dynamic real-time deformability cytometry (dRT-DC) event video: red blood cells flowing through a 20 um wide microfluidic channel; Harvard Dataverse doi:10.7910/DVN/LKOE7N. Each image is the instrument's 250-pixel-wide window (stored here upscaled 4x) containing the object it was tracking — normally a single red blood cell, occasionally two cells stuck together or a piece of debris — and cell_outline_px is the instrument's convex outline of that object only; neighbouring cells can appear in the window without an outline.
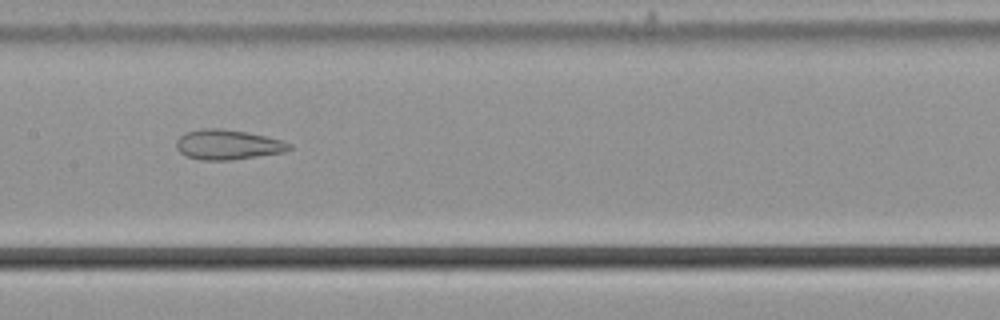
{"species": "common noctule bat (a hibernating species)", "species_latin": "Nyctalus noctula", "temperature_condition": "cold", "stored_images_in_passage": 51, "camera_frame_rate_fps": 3000, "um_per_image_px": 0.085, "animal": {"sex": "male", "body_mass_g": 21.5, "forearm_length_mm": 52.0}, "frame": {"image": 1, "passage_image": 28, "time_ms": 9.0, "image_size_px": [1000, 320], "cell_outline_px": [[292, 148], [284, 152], [232, 160], [200, 160], [184, 156], [176, 148], [176, 140], [184, 132], [200, 128], [220, 128], [244, 132], [264, 136], [280, 140], [292, 144]], "centroid_in_image_um": [19.3, 12.3], "position_along_channel_um": 188.1, "area_um2": 19.77}}
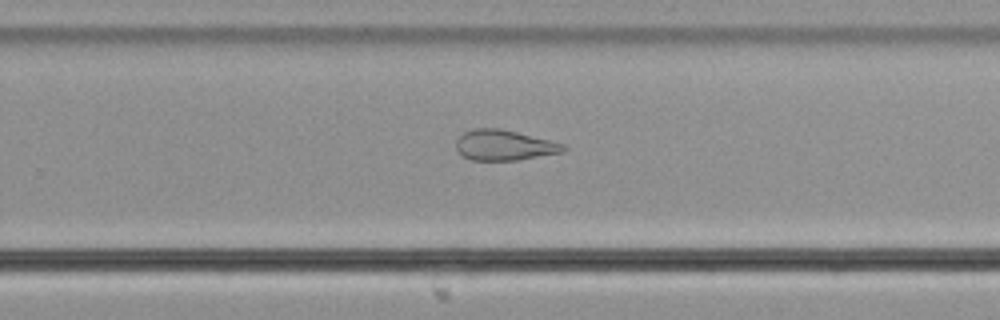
{"frame": {"image": 2, "passage_image": 36, "time_ms": 11.667, "image_size_px": [1000, 320], "cell_outline_px": [[568, 148], [564, 152], [520, 160], [472, 160], [464, 156], [456, 148], [456, 140], [464, 132], [472, 128], [500, 128], [564, 144]], "centroid_in_image_um": [42.87, 12.34], "position_along_channel_um": 286.9, "area_um2": 18.96}}
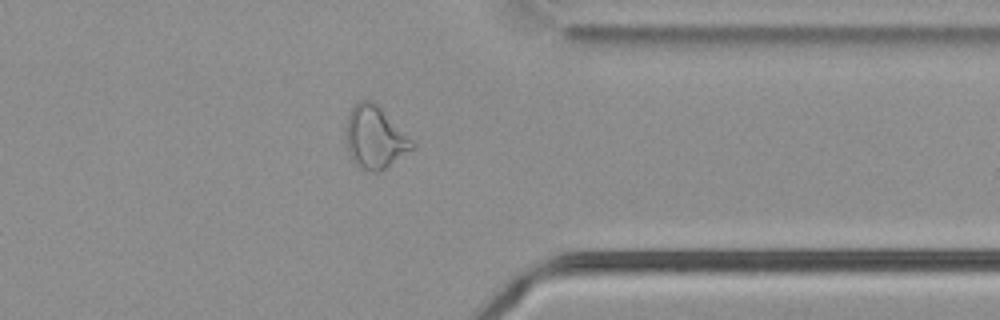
{"frame": {"image": 3, "passage_image": 44, "time_ms": 14.333, "image_size_px": [1000, 320], "cell_outline_px": [[416, 144], [412, 148], [380, 172], [368, 172], [360, 168], [352, 160], [348, 152], [344, 132], [348, 112], [360, 100], [372, 100]], "centroid_in_image_um": [31.8, 11.69], "position_along_channel_um": 379.6, "area_um2": 23.87}, "authors_computed_cell_mechanics": {"area_um2": 24.9696, "velocity_mm_per_s": 3.7245, "shape_relaxation_time_tau1_ms": null, "shape_relaxation_time_tau2_ms": 2.5536, "deformation_change_tau1": null, "deformation_change_tau2": 0.1165}}